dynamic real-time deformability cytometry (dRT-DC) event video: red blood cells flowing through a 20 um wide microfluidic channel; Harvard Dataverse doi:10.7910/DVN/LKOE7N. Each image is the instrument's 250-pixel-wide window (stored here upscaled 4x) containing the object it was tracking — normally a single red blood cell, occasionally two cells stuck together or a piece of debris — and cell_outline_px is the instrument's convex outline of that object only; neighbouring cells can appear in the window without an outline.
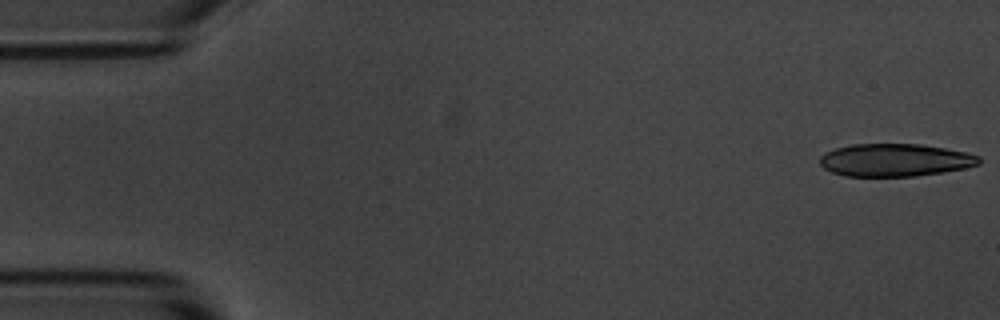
{"species": "common noctule bat (a hibernating species)", "species_latin": "Nyctalus noctula", "temperature_condition": "room temperature", "stored_images_in_passage": 5, "camera_frame_rate_fps": 3000, "um_per_image_px": 0.085, "animal": {"sex": "male", "body_mass_g": 20.1, "forearm_length_mm": 53.5}, "frame": {"image": 1, "passage_image": 1, "time_ms": 0.0, "image_size_px": [1000, 320], "cell_outline_px": [[980, 164], [964, 168], [940, 172], [912, 176], [844, 176], [832, 172], [824, 168], [820, 164], [820, 156], [824, 152], [836, 148], [852, 144], [920, 144], [968, 152], [980, 156]], "centroid_in_image_um": [76.06, 13.6], "position_along_channel_um": 8.9, "area_um2": 30.29}}